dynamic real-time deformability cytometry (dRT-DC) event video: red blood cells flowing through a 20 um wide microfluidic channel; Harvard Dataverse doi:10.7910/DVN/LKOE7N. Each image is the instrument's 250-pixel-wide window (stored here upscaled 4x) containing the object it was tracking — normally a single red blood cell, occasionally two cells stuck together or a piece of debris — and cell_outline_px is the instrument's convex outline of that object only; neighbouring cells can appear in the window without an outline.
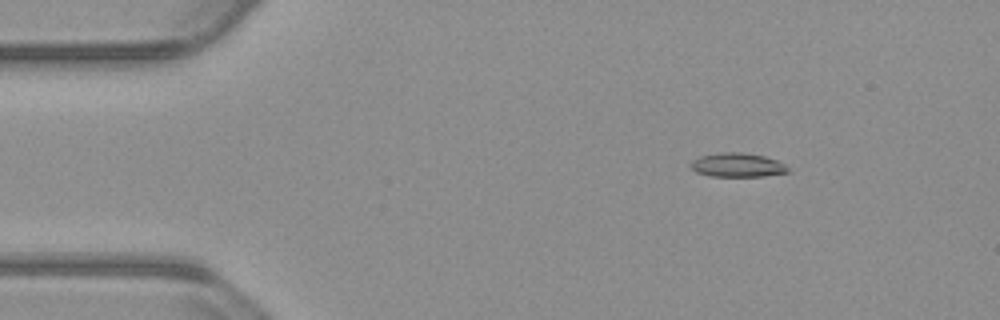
{"species": "common noctule bat (a hibernating species)", "species_latin": "Nyctalus noctula", "temperature_condition": "warm", "stored_images_in_passage": 53, "camera_frame_rate_fps": 3000, "um_per_image_px": 0.085, "animal": {"sex": "male", "body_mass_g": 23.1, "forearm_length_mm": 52.7}, "frame": {"image": 1, "passage_image": 7, "time_ms": 2.0, "image_size_px": [1000, 320], "cell_outline_px": [[792, 172], [764, 176], [712, 176], [696, 172], [688, 164], [692, 160], [700, 156], [720, 152], [740, 152], [764, 156], [776, 160], [784, 164]], "centroid_in_image_um": [62.68, 14.03], "position_along_channel_um": 22.3, "area_um2": 13.64}}
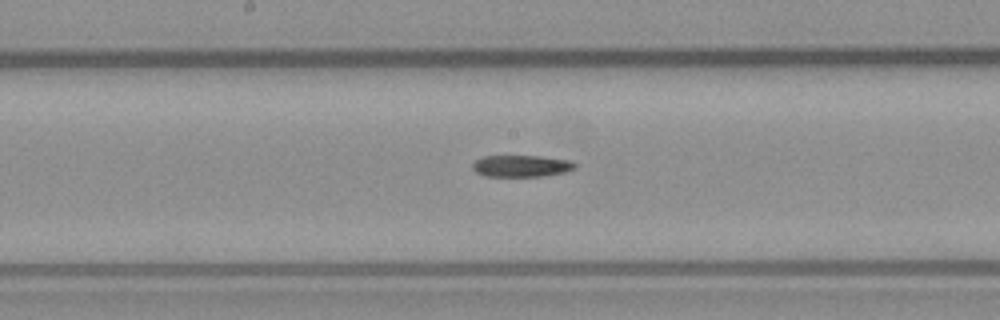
{"frame": {"image": 2, "passage_image": 27, "time_ms": 8.667, "image_size_px": [1000, 320], "cell_outline_px": [[576, 168], [568, 172], [544, 176], [484, 176], [476, 172], [472, 168], [472, 164], [480, 156], [540, 156], [568, 160], [576, 164]], "centroid_in_image_um": [44.31, 14.11], "position_along_channel_um": 203.9, "area_um2": 13.06}}
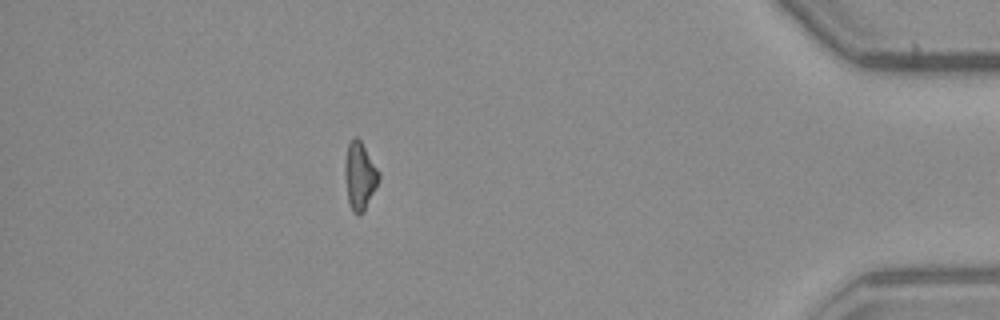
{"frame": {"image": 3, "passage_image": 47, "time_ms": 15.333, "image_size_px": [1000, 320], "cell_outline_px": [[380, 180], [364, 212], [352, 212], [348, 200], [344, 172], [344, 160], [348, 144], [352, 136], [356, 136], [360, 140], [380, 172]], "centroid_in_image_um": [30.58, 14.92], "position_along_channel_um": 404.6, "area_um2": 13.47}}